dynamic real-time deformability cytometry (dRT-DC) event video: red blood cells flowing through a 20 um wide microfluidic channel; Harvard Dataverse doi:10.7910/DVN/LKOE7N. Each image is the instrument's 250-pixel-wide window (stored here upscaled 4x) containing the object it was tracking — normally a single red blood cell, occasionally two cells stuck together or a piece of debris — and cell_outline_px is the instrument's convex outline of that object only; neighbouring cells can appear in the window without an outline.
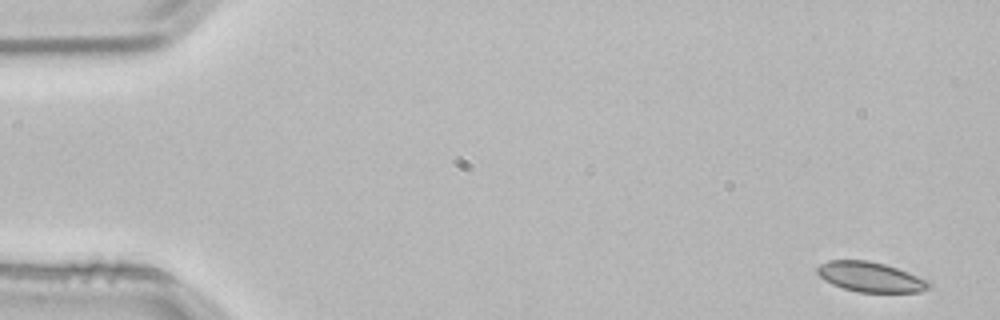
{"species": "common noctule bat (a hibernating species)", "species_latin": "Nyctalus noctula", "temperature_condition": "room temperature", "stored_images_in_passage": 4, "segment_of_instrument_passage": [1, 2], "camera_frame_rate_fps": 3000, "um_per_image_px": 0.085, "animal": {"sex": "male", "body_mass_g": 21.5, "forearm_length_mm": 52.0}, "frame": {"image": 1, "passage_image": 1, "time_ms": 0.0, "image_size_px": [1000, 320], "cell_outline_px": [[932, 288], [920, 292], [856, 292], [832, 284], [824, 280], [816, 272], [816, 268], [820, 264], [828, 260], [868, 260], [884, 264], [908, 272], [932, 284]], "centroid_in_image_um": [73.96, 23.54], "position_along_channel_um": 11.0, "area_um2": 19.42}}